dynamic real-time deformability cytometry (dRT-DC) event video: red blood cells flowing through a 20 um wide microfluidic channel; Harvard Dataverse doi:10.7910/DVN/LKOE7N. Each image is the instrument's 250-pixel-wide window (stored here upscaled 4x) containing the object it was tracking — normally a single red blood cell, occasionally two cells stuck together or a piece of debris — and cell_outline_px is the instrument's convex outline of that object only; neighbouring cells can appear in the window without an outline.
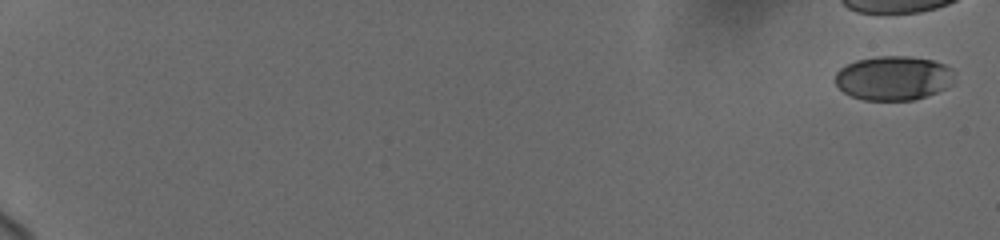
{"species": "human", "species_latin": "Homo sapiens", "temperature_condition": "cold", "stored_images_in_passage": 6, "camera_frame_rate_fps": 3000, "um_per_image_px": 0.085, "donor": {"sex": "female"}, "frame": {"image": 1, "passage_image": 1, "time_ms": 0.0, "image_size_px": [1000, 240], "cell_outline_px": [[952, 68], [944, 88], [936, 92], [912, 100], [864, 100], [852, 96], [844, 92], [836, 84], [836, 72], [840, 68], [856, 60], [876, 56], [908, 56], [932, 60], [944, 64]], "centroid_in_image_um": [75.85, 6.62], "position_along_channel_um": 9.1, "area_um2": 30.06}}